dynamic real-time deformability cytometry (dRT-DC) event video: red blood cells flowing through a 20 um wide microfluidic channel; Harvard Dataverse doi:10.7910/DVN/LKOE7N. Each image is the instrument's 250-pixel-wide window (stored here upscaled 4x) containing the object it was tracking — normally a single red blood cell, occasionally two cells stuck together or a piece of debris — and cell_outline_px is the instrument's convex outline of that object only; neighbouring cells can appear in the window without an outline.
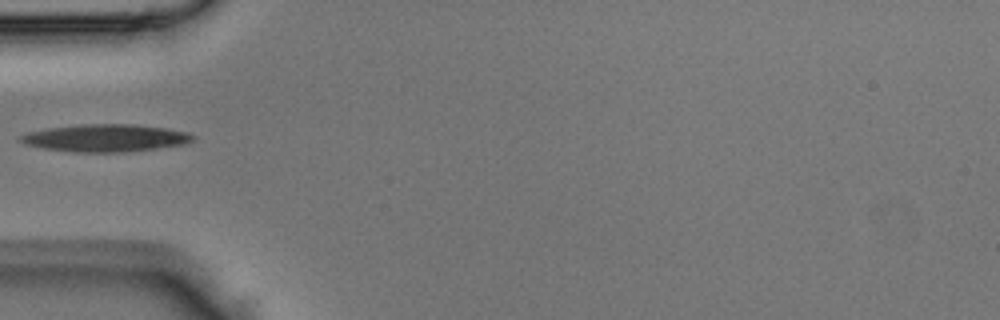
{"species": "Egyptian fruit bat (a non-hibernating species)", "species_latin": "Rousettus aegyptiacus", "temperature_condition": "room temperature", "stored_images_in_passage": 31, "camera_frame_rate_fps": 3000, "um_per_image_px": 0.085, "animal": {"sex": "male"}, "frame": {"image": 1, "passage_image": 1, "time_ms": 0.0, "image_size_px": [1000, 320], "cell_outline_px": [[196, 136], [192, 140], [184, 144], [156, 148], [120, 152], [76, 152], [44, 148], [28, 144], [20, 140], [20, 136], [32, 132], [48, 128], [80, 124], [132, 124], [168, 128], [188, 132]], "centroid_in_image_um": [9.03, 11.72], "position_along_channel_um": 76.0, "area_um2": 27.17}}
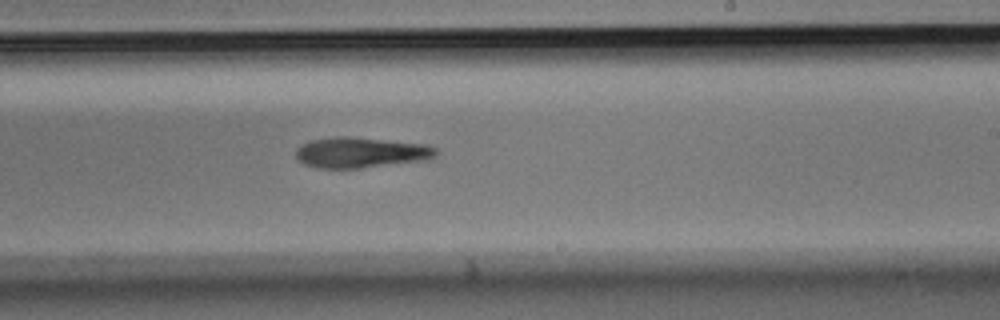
{"frame": {"image": 2, "passage_image": 13, "time_ms": 4.0, "image_size_px": [1000, 320], "cell_outline_px": [[440, 152], [432, 160], [360, 168], [316, 168], [304, 164], [296, 156], [296, 148], [300, 144], [308, 140], [336, 136], [348, 136], [428, 144], [436, 148]], "centroid_in_image_um": [30.72, 12.96], "position_along_channel_um": 258.3, "area_um2": 25.55}}
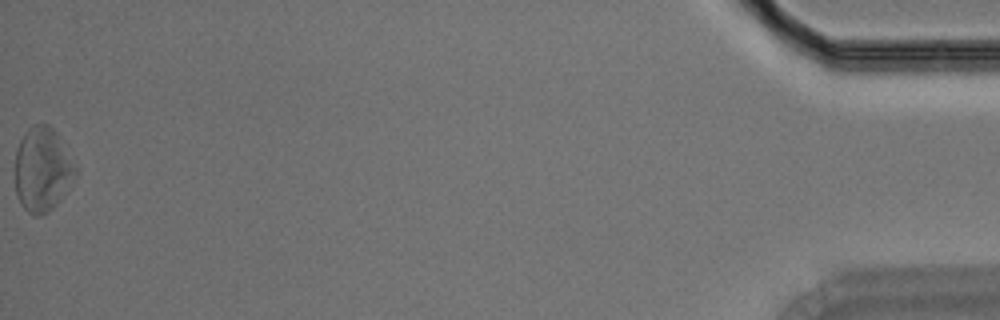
{"frame": {"image": 3, "passage_image": 31, "time_ms": 10.0, "image_size_px": [1000, 320], "cell_outline_px": [[76, 176], [56, 204], [48, 212], [40, 216], [32, 216], [20, 204], [16, 192], [16, 148], [24, 132], [32, 124], [48, 124], [56, 132], [76, 168]], "centroid_in_image_um": [3.58, 14.41], "position_along_channel_um": 431.6, "area_um2": 29.36}}